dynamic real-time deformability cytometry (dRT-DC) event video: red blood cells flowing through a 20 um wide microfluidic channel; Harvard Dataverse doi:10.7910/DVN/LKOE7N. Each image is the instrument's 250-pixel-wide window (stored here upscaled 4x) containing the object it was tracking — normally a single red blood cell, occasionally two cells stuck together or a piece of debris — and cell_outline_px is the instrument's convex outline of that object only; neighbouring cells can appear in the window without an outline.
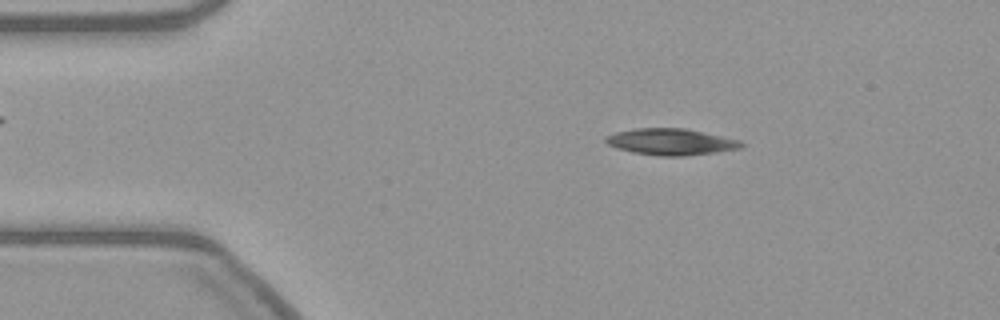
{"species": "common noctule bat (a hibernating species)", "species_latin": "Nyctalus noctula", "temperature_condition": "warm", "stored_images_in_passage": 53, "camera_frame_rate_fps": 3000, "um_per_image_px": 0.085, "animal": {"sex": "female", "body_mass_g": 21.9}, "frame": {"image": 1, "passage_image": 8, "time_ms": 2.333, "image_size_px": [1000, 320], "cell_outline_px": [[744, 144], [740, 148], [716, 152], [684, 156], [656, 156], [632, 152], [616, 148], [608, 144], [604, 140], [604, 136], [616, 132], [636, 128], [684, 128], [740, 140]], "centroid_in_image_um": [56.98, 12.06], "position_along_channel_um": 28.0, "area_um2": 20.87}}
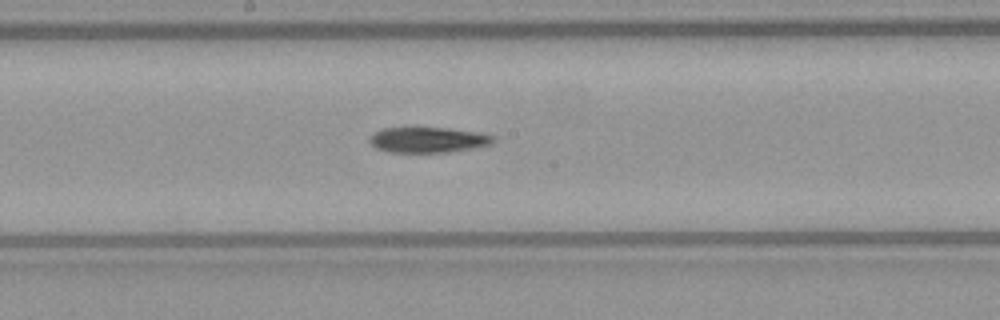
{"frame": {"image": 2, "passage_image": 27, "time_ms": 8.667, "image_size_px": [1000, 320], "cell_outline_px": [[496, 140], [492, 144], [472, 148], [448, 152], [388, 152], [376, 148], [368, 140], [372, 132], [384, 128], [448, 128], [480, 132], [496, 136]], "centroid_in_image_um": [36.4, 11.88], "position_along_channel_um": 211.8, "area_um2": 18.5}}
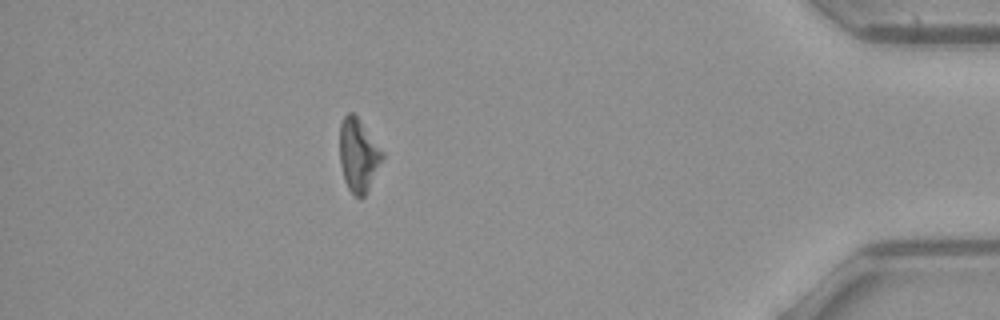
{"frame": {"image": 3, "passage_image": 47, "time_ms": 15.333, "image_size_px": [1000, 320], "cell_outline_px": [[384, 156], [364, 196], [356, 196], [348, 188], [344, 180], [340, 164], [340, 124], [344, 116], [348, 112], [352, 112], [360, 120], [384, 152]], "centroid_in_image_um": [30.45, 13.15], "position_along_channel_um": 404.8, "area_um2": 17.86}}